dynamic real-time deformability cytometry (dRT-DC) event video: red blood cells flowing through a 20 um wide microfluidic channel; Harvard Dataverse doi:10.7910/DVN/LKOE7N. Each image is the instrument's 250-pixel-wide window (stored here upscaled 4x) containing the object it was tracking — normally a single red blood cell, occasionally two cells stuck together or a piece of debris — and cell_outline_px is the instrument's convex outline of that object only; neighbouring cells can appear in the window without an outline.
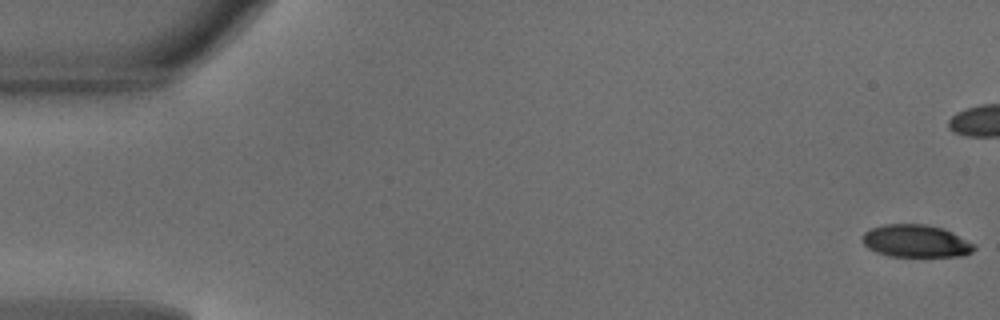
{"species": "common noctule bat (a hibernating species)", "species_latin": "Nyctalus noctula", "temperature_condition": "warm", "stored_images_in_passage": 39, "camera_frame_rate_fps": 3000, "um_per_image_px": 0.085, "animal": {"sex": "male", "body_mass_g": 18.8}, "frame": {"image": 1, "passage_image": 1, "time_ms": 0.0, "image_size_px": [1000, 320], "cell_outline_px": [[976, 248], [972, 252], [964, 256], [888, 256], [876, 252], [868, 248], [860, 240], [860, 236], [864, 232], [872, 228], [884, 224], [928, 224], [944, 228], [976, 244]], "centroid_in_image_um": [77.85, 20.48], "position_along_channel_um": 7.1, "area_um2": 21.5}}
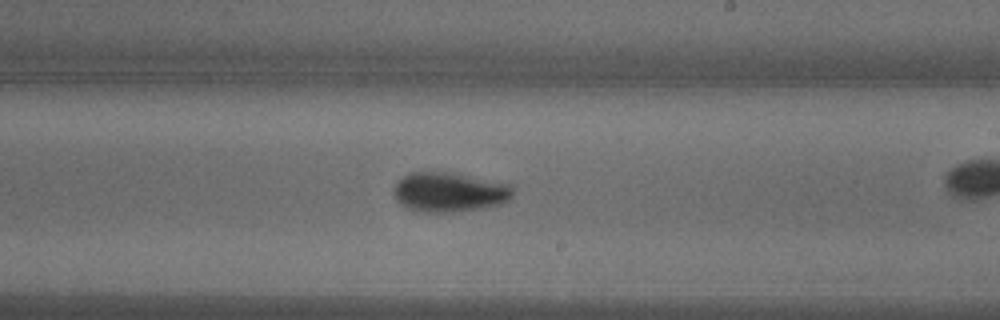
{"frame": {"image": 2, "passage_image": 29, "time_ms": 9.333, "image_size_px": [1000, 320], "cell_outline_px": [[516, 188], [512, 196], [504, 204], [480, 208], [448, 212], [424, 212], [404, 208], [396, 200], [392, 188], [396, 180], [408, 172], [456, 172], [512, 184]], "centroid_in_image_um": [38.19, 16.31], "position_along_channel_um": 250.8, "area_um2": 28.26}}
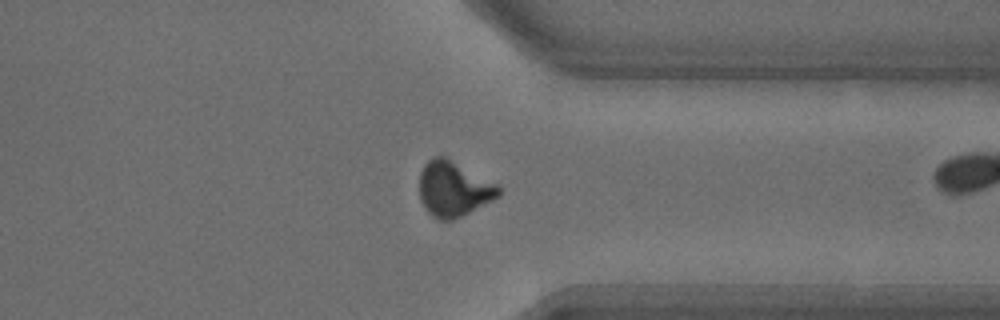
{"frame": {"image": 3, "passage_image": 38, "time_ms": 12.333, "image_size_px": [1000, 320], "cell_outline_px": [[500, 196], [452, 220], [436, 220], [424, 208], [420, 200], [420, 172], [424, 164], [428, 160], [436, 156], [444, 156], [496, 184], [500, 188]], "centroid_in_image_um": [38.51, 16.07], "position_along_channel_um": 372.9, "area_um2": 25.09}}